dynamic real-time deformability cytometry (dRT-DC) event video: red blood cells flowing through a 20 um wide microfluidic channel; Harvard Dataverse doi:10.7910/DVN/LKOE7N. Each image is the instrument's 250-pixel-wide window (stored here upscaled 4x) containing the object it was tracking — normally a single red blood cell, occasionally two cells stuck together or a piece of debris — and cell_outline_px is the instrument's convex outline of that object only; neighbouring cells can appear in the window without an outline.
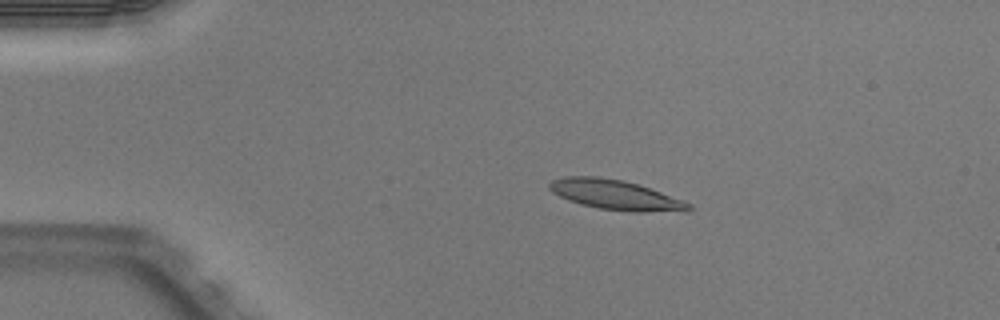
{"species": "Egyptian fruit bat (a non-hibernating species)", "species_latin": "Rousettus aegyptiacus", "temperature_condition": "warm", "stored_images_in_passage": 35, "camera_frame_rate_fps": 3000, "um_per_image_px": 0.085, "animal": {"sex": "male"}, "frame": {"image": 1, "passage_image": 1, "time_ms": 0.0, "image_size_px": [1000, 320], "cell_outline_px": [[696, 208], [688, 212], [632, 212], [600, 208], [580, 204], [568, 200], [552, 192], [548, 188], [548, 184], [552, 180], [564, 176], [600, 176], [624, 180], [640, 184], [684, 200], [692, 204]], "centroid_in_image_um": [52.4, 16.57], "position_along_channel_um": 32.6, "area_um2": 24.85}}
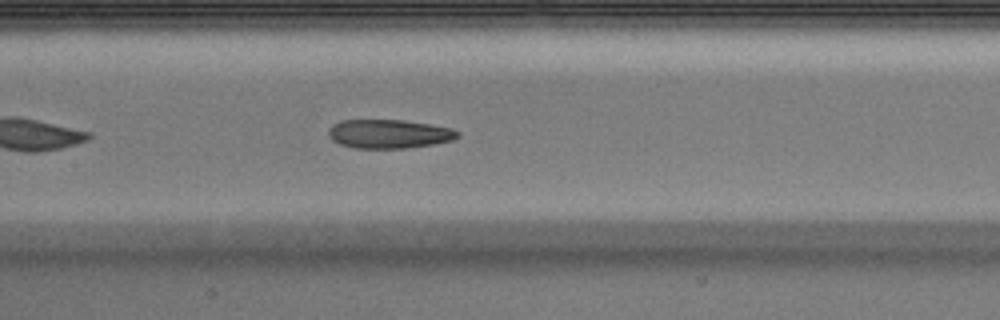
{"frame": {"image": 2, "passage_image": 16, "time_ms": 5.0, "image_size_px": [1000, 320], "cell_outline_px": [[460, 136], [452, 140], [432, 144], [408, 148], [356, 148], [340, 144], [332, 140], [328, 136], [328, 128], [332, 124], [340, 120], [404, 120], [452, 128], [460, 132]], "centroid_in_image_um": [33.04, 11.37], "position_along_channel_um": 174.4, "area_um2": 21.79}}
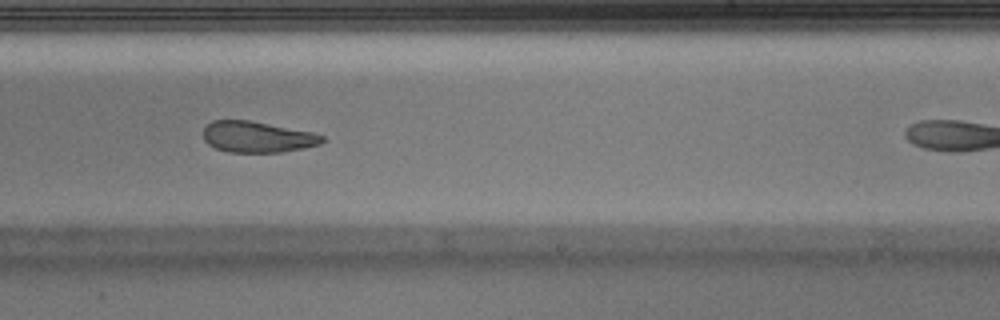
{"frame": {"image": 3, "passage_image": 23, "time_ms": 7.333, "image_size_px": [1000, 320], "cell_outline_px": [[324, 140], [320, 144], [304, 148], [280, 152], [228, 152], [216, 148], [208, 144], [204, 140], [204, 128], [212, 120], [248, 120], [312, 132], [324, 136]], "centroid_in_image_um": [21.86, 11.64], "position_along_channel_um": 267.1, "area_um2": 21.39}}